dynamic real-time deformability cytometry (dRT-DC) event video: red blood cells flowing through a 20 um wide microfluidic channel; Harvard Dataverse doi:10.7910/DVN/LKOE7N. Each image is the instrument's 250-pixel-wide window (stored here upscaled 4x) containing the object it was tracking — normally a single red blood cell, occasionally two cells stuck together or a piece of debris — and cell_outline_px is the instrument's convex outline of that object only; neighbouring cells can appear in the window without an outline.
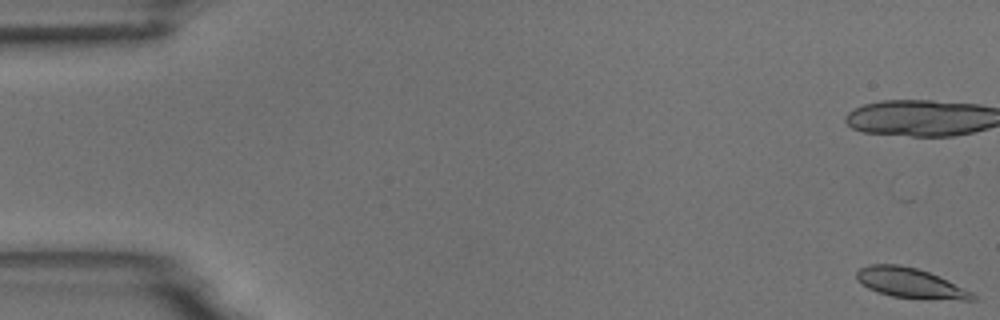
{"species": "common noctule bat (a hibernating species)", "species_latin": "Nyctalus noctula", "temperature_condition": "room temperature", "stored_images_in_passage": 24, "camera_frame_rate_fps": 3000, "um_per_image_px": 0.085, "animal": {"sex": "male", "body_mass_g": 18.8}, "frame": {"image": 1, "passage_image": 1, "time_ms": 0.0, "image_size_px": [1000, 320], "cell_outline_px": [[976, 300], [924, 300], [892, 296], [876, 292], [868, 288], [856, 280], [856, 272], [860, 268], [868, 264], [900, 264], [916, 268], [928, 272], [972, 292], [976, 296]], "centroid_in_image_um": [77.34, 24.08], "position_along_channel_um": 7.7, "area_um2": 20.46}}